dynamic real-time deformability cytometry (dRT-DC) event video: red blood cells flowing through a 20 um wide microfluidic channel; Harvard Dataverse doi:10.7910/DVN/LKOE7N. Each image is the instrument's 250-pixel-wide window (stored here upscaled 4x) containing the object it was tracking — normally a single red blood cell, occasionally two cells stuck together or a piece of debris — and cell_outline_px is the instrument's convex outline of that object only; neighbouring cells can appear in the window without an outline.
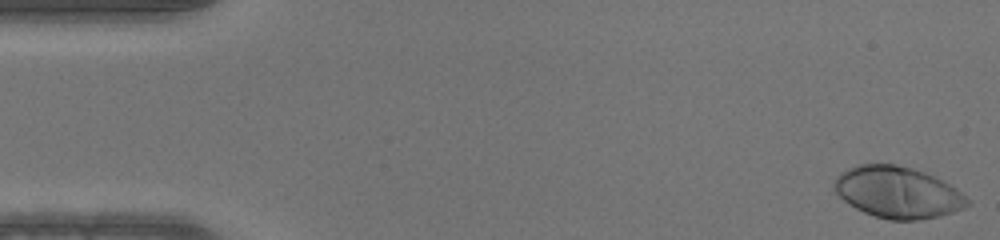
{"species": "human", "species_latin": "Homo sapiens", "temperature_condition": "warm", "stored_images_in_passage": 45, "camera_frame_rate_fps": 3000, "um_per_image_px": 0.085, "donor": {"sex": "male"}, "frame": {"image": 1, "passage_image": 1, "time_ms": 0.0, "image_size_px": [1000, 240], "cell_outline_px": [[972, 200], [964, 208], [940, 216], [920, 220], [888, 220], [864, 212], [856, 208], [844, 200], [832, 188], [832, 184], [836, 176], [840, 172], [856, 164], [896, 164], [912, 168], [924, 172], [956, 188]], "centroid_in_image_um": [76.29, 16.35], "position_along_channel_um": 8.7, "area_um2": 40.0}}
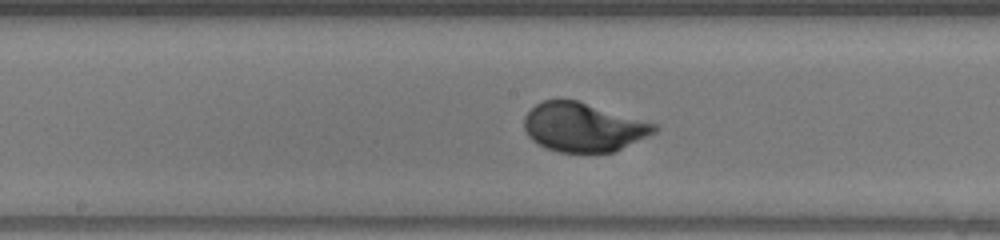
{"frame": {"image": 2, "passage_image": 25, "time_ms": 8.0, "image_size_px": [1000, 240], "cell_outline_px": [[660, 128], [656, 132], [616, 152], [560, 152], [544, 148], [532, 140], [528, 136], [524, 128], [524, 116], [536, 104], [544, 100], [576, 100], [656, 124]], "centroid_in_image_um": [49.57, 10.83], "position_along_channel_um": 198.6, "area_um2": 36.99}}
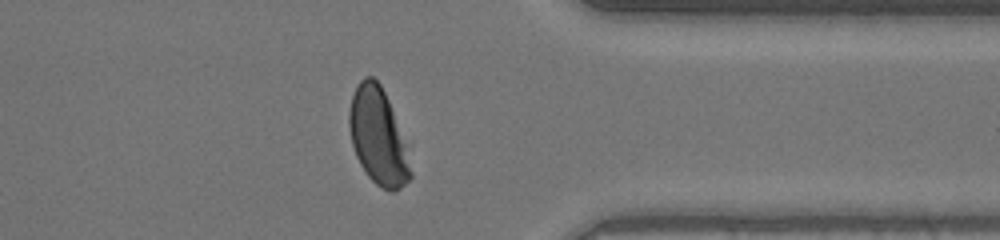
{"frame": {"image": 3, "passage_image": 39, "time_ms": 12.667, "image_size_px": [1000, 240], "cell_outline_px": [[412, 176], [400, 188], [392, 192], [376, 184], [368, 176], [360, 164], [356, 156], [352, 144], [348, 124], [348, 112], [352, 96], [360, 80], [364, 76], [372, 76], [380, 84], [388, 100], [404, 144], [412, 172]], "centroid_in_image_um": [32.09, 11.6], "position_along_channel_um": 379.3, "area_um2": 33.64}}